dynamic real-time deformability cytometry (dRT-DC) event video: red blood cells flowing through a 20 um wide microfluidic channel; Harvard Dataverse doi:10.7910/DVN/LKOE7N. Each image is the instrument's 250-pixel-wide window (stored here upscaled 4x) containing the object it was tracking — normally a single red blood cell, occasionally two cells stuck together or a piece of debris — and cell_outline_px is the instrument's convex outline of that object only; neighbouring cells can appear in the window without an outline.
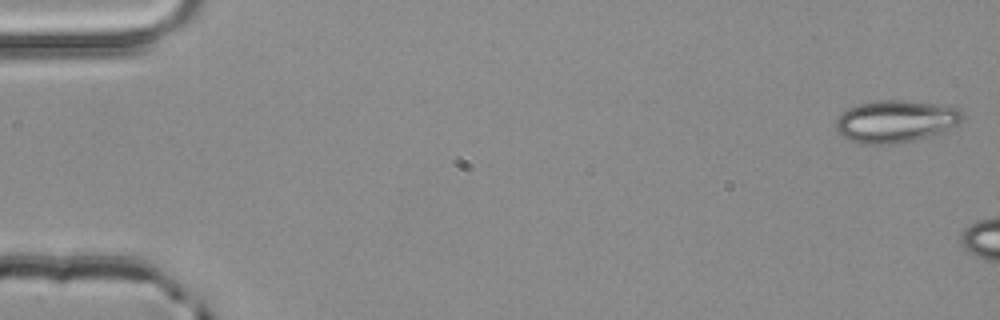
{"species": "common noctule bat (a hibernating species)", "species_latin": "Nyctalus noctula", "temperature_condition": "room temperature", "stored_images_in_passage": 5, "camera_frame_rate_fps": 3000, "um_per_image_px": 0.085, "animal": {"sex": "male", "body_mass_g": 20.4}, "frame": {"image": 1, "passage_image": 1, "time_ms": 0.0, "image_size_px": [1000, 320], "cell_outline_px": [[964, 116], [956, 124], [944, 132], [896, 144], [860, 144], [840, 136], [836, 132], [836, 120], [848, 108], [860, 104], [880, 100], [904, 100], [952, 104], [960, 108], [964, 112]], "centroid_in_image_um": [76.18, 10.3], "position_along_channel_um": 8.8, "area_um2": 31.62}}